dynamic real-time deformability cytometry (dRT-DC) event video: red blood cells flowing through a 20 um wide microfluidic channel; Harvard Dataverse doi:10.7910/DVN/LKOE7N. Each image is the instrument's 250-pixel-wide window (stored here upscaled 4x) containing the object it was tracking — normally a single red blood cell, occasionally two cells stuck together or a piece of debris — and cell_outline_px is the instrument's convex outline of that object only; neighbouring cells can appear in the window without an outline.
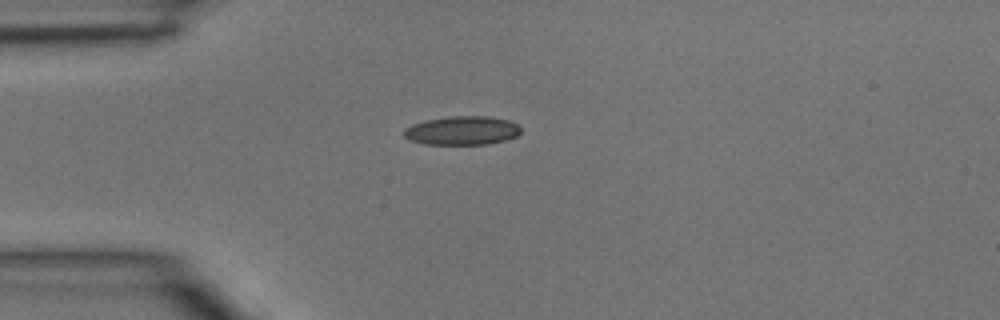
{"species": "common noctule bat (a hibernating species)", "species_latin": "Nyctalus noctula", "temperature_condition": "room temperature", "stored_images_in_passage": 2, "camera_frame_rate_fps": 3000, "um_per_image_px": 0.085, "animal": {"sex": "male", "body_mass_g": 15.6}, "frame": {"image": 1, "passage_image": 1, "time_ms": 0.0, "image_size_px": [1000, 320], "cell_outline_px": [[520, 132], [516, 136], [504, 140], [488, 144], [424, 144], [408, 140], [404, 136], [404, 128], [412, 124], [424, 120], [452, 116], [488, 116], [508, 120], [516, 124], [520, 128]], "centroid_in_image_um": [39.24, 11.09], "position_along_channel_um": 45.8, "area_um2": 19.59}}
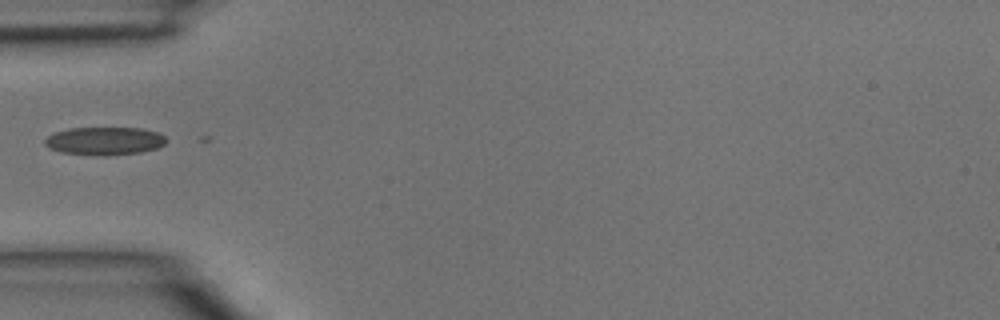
{"frame": {"image": 2, "passage_image": 2, "time_ms": 0.333, "image_size_px": [1000, 320], "cell_outline_px": [[168, 140], [164, 144], [156, 148], [140, 152], [104, 156], [60, 152], [48, 148], [44, 144], [44, 140], [52, 132], [68, 128], [140, 128], [160, 132]], "centroid_in_image_um": [8.86, 11.97], "position_along_channel_um": 76.1, "area_um2": 20.0}}